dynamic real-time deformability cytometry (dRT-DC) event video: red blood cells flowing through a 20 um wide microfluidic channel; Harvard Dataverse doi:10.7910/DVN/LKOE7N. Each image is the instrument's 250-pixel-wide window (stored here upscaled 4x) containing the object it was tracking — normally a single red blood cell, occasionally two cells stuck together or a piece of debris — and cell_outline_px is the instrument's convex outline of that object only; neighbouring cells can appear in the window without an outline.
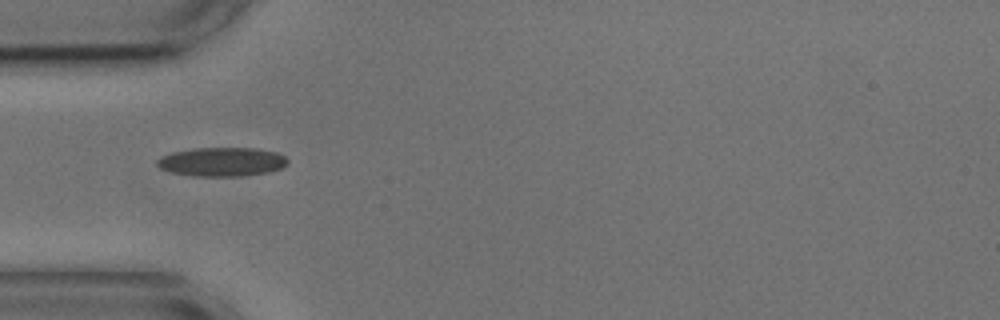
{"species": "common noctule bat (a hibernating species)", "species_latin": "Nyctalus noctula", "temperature_condition": "cold", "stored_images_in_passage": 54, "camera_frame_rate_fps": 3000, "um_per_image_px": 0.085, "animal": {"sex": "male", "body_mass_g": 17.9, "forearm_length_mm": 54.2}, "frame": {"image": 1, "passage_image": 16, "time_ms": 5.0, "image_size_px": [1000, 320], "cell_outline_px": [[288, 164], [280, 168], [268, 172], [244, 176], [196, 176], [172, 172], [160, 168], [156, 164], [156, 160], [160, 156], [172, 152], [196, 148], [256, 148], [276, 152], [284, 156], [288, 160]], "centroid_in_image_um": [18.85, 13.75], "position_along_channel_um": 66.1, "area_um2": 22.02}}
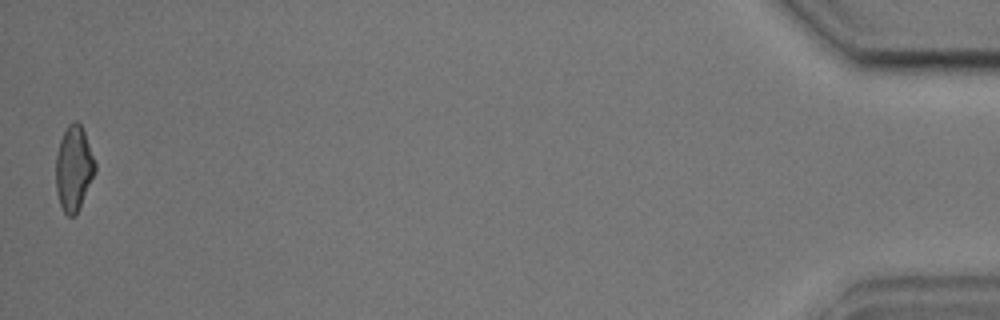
{"frame": {"image": 2, "passage_image": 54, "time_ms": 17.667, "image_size_px": [1000, 320], "cell_outline_px": [[96, 172], [80, 208], [76, 216], [68, 216], [64, 212], [60, 204], [56, 192], [56, 156], [60, 140], [68, 124], [72, 120], [76, 120], [80, 124], [84, 132], [96, 164]], "centroid_in_image_um": [6.27, 14.34], "position_along_channel_um": 428.9, "area_um2": 19.54}, "authors_computed_cell_mechanics": {"area_um2": 20.4034, "velocity_mm_per_s": 3.6096, "shape_relaxation_time_tau1_ms": 3.9801, "shape_relaxation_time_tau2_ms": 2.6167, "deformation_change_tau1": 0.1253, "deformation_change_tau2": 0.0906}}